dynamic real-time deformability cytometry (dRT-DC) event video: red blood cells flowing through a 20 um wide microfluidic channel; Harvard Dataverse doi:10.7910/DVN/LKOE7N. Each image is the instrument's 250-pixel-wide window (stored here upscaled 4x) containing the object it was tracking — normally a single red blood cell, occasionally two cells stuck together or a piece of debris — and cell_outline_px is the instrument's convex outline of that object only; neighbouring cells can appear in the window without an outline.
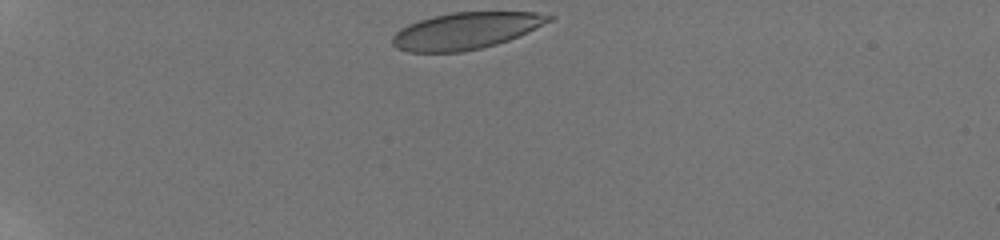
{"species": "human", "species_latin": "Homo sapiens", "temperature_condition": "room temperature", "stored_images_in_passage": 17, "camera_frame_rate_fps": 3000, "um_per_image_px": 0.085, "donor": {"sex": "male"}, "frame": {"image": 1, "passage_image": 1, "time_ms": 0.0, "image_size_px": [1000, 240], "cell_outline_px": [[556, 16], [552, 20], [508, 40], [496, 44], [464, 52], [408, 52], [396, 48], [392, 44], [392, 36], [400, 28], [408, 24], [432, 16], [452, 12], [536, 12]], "centroid_in_image_um": [39.55, 2.61], "position_along_channel_um": 45.4, "area_um2": 33.35}}
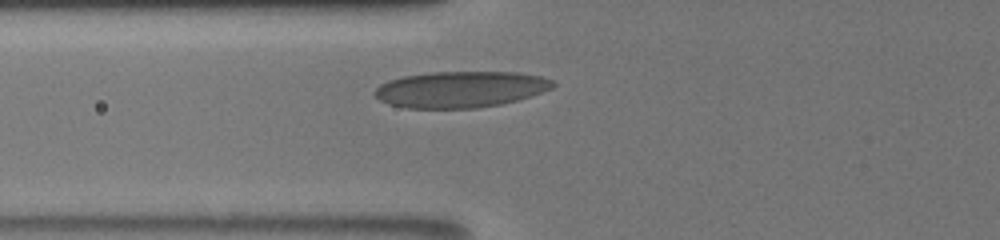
{"frame": {"image": 2, "passage_image": 15, "time_ms": 2.667, "image_size_px": [1000, 240], "cell_outline_px": [[556, 84], [552, 88], [532, 96], [500, 104], [476, 108], [404, 108], [388, 104], [380, 100], [372, 92], [380, 84], [388, 80], [404, 76], [432, 72], [516, 72], [540, 76], [556, 80]], "centroid_in_image_um": [39.15, 7.59], "position_along_channel_um": 86.7, "area_um2": 37.8}}